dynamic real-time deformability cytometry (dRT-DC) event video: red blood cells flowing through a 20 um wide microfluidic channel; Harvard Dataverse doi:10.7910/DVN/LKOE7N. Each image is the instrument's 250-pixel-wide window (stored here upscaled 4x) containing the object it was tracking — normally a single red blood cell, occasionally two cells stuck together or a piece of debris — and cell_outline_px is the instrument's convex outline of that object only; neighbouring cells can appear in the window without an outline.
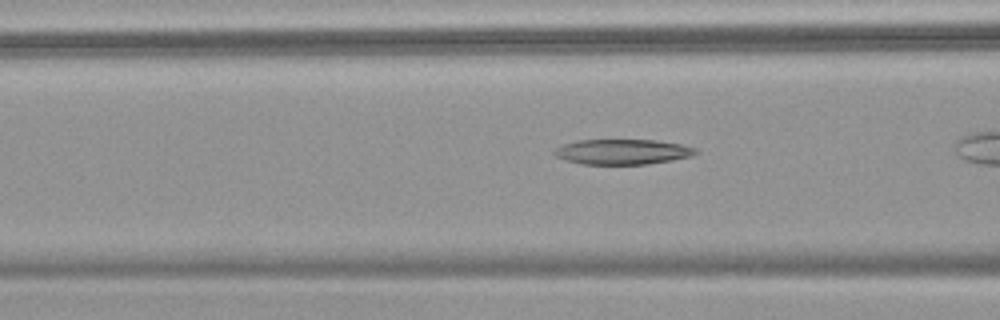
{"species": "common noctule bat (a hibernating species)", "species_latin": "Nyctalus noctula", "temperature_condition": "warm", "stored_images_in_passage": 26, "camera_frame_rate_fps": 3000, "um_per_image_px": 0.085, "animal": {"sex": "female", "body_mass_g": 18.4}, "frame": {"image": 1, "passage_image": 5, "time_ms": 1.333, "image_size_px": [1000, 320], "cell_outline_px": [[700, 152], [692, 156], [672, 160], [644, 164], [580, 164], [556, 156], [552, 152], [556, 148], [564, 144], [580, 140], [656, 140], [680, 144], [696, 148]], "centroid_in_image_um": [52.94, 12.9], "position_along_channel_um": 113.7, "area_um2": 20.63}}
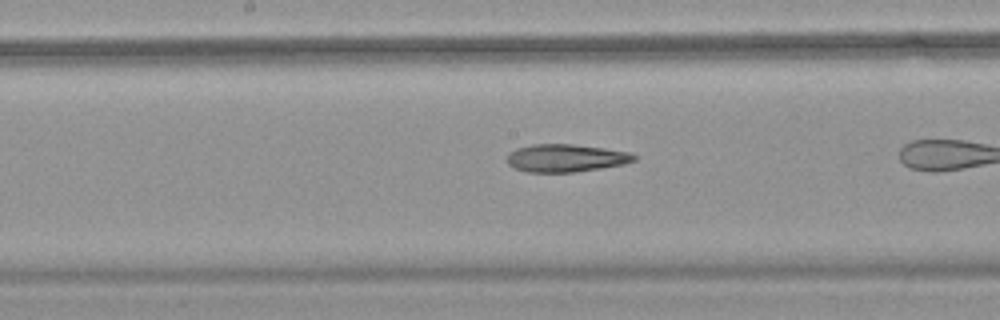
{"frame": {"image": 2, "passage_image": 12, "time_ms": 3.667, "image_size_px": [1000, 320], "cell_outline_px": [[636, 160], [624, 164], [600, 168], [572, 172], [528, 172], [516, 168], [508, 164], [508, 152], [516, 148], [532, 144], [572, 144], [604, 148], [628, 152], [636, 156]], "centroid_in_image_um": [48.08, 13.43], "position_along_channel_um": 200.1, "area_um2": 20.4}}
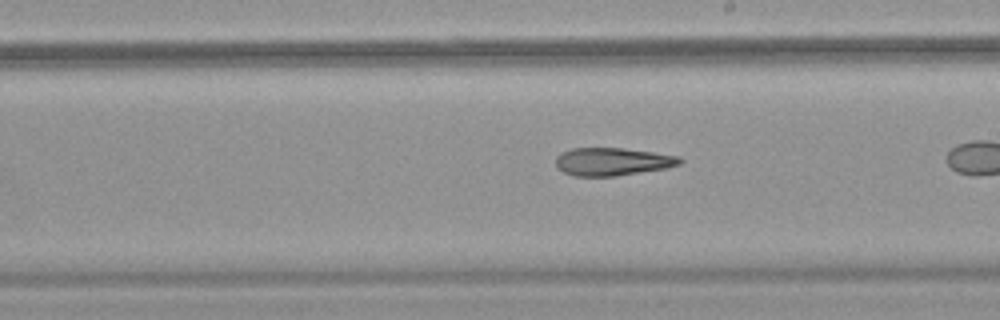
{"frame": {"image": 3, "passage_image": 15, "time_ms": 4.667, "image_size_px": [1000, 320], "cell_outline_px": [[684, 160], [680, 164], [664, 168], [616, 176], [576, 176], [564, 172], [556, 168], [556, 156], [560, 152], [572, 148], [624, 148], [680, 156]], "centroid_in_image_um": [52.03, 13.73], "position_along_channel_um": 237.0, "area_um2": 20.17}}